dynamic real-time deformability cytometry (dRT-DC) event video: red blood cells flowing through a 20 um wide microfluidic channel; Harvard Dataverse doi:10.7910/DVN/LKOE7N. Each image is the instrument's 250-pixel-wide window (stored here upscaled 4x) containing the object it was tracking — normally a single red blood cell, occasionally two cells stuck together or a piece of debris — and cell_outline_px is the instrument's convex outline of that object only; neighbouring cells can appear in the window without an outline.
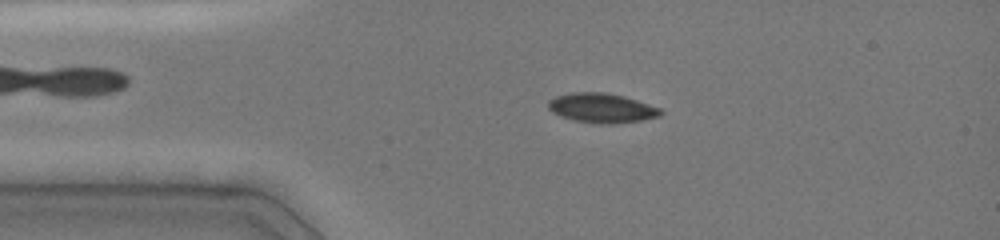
{"species": "common noctule bat (a hibernating species)", "species_latin": "Nyctalus noctula", "temperature_condition": "cold", "stored_images_in_passage": 42, "camera_frame_rate_fps": 3000, "um_per_image_px": 0.085, "animal": {"sex": "female", "body_mass_g": 19.0, "forearm_length_mm": 51.5}, "frame": {"image": 1, "passage_image": 8, "time_ms": 2.667, "image_size_px": [1000, 240], "cell_outline_px": [[664, 112], [660, 116], [640, 120], [612, 124], [600, 124], [576, 120], [560, 116], [552, 112], [548, 108], [548, 100], [556, 96], [572, 92], [604, 92], [624, 96], [660, 108]], "centroid_in_image_um": [51.13, 9.17], "position_along_channel_um": 33.9, "area_um2": 19.25}}
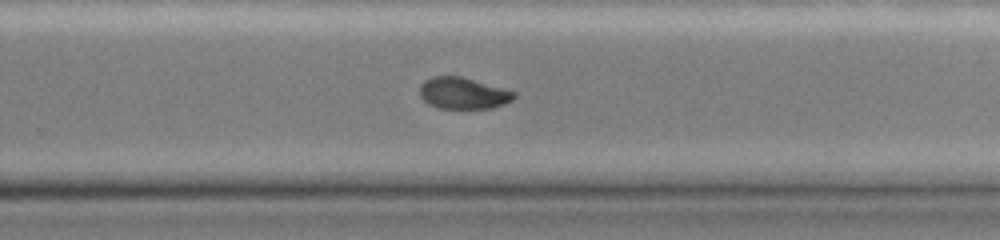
{"frame": {"image": 2, "passage_image": 27, "time_ms": 9.667, "image_size_px": [1000, 240], "cell_outline_px": [[516, 96], [512, 100], [504, 104], [492, 108], [440, 108], [428, 104], [420, 96], [420, 84], [424, 80], [432, 76], [460, 76], [516, 92]], "centroid_in_image_um": [39.34, 7.92], "position_along_channel_um": 290.5, "area_um2": 17.22}}
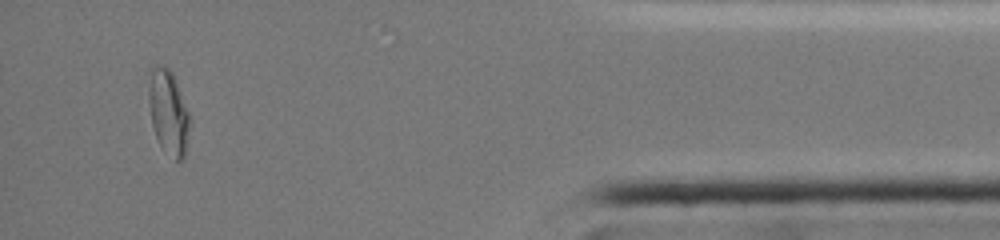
{"frame": {"image": 3, "passage_image": 39, "time_ms": 14.0, "image_size_px": [1000, 240], "cell_outline_px": [[192, 124], [184, 160], [176, 160], [160, 148], [152, 124], [148, 104], [148, 88], [152, 64], [156, 64], [168, 68], [172, 72], [176, 80], [192, 120]], "centroid_in_image_um": [14.34, 9.57], "position_along_channel_um": 420.9, "area_um2": 20.87}, "authors_computed_cell_mechanics": {"area_um2": 19.074, "velocity_mm_per_s": 4.0709, "shape_relaxation_time_tau1_ms": null, "shape_relaxation_time_tau2_ms": 1.7383, "deformation_change_tau1": null, "deformation_change_tau2": 0.0371}}